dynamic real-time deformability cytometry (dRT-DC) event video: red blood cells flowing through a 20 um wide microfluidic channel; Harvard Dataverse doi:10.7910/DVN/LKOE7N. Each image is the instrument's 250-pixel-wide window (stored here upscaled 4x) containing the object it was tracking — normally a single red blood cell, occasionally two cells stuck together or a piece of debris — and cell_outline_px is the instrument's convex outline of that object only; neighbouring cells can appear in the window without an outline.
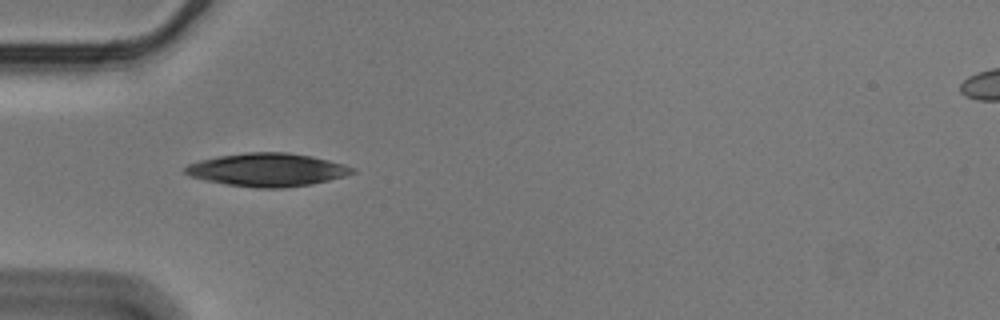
{"species": "Egyptian fruit bat (a non-hibernating species)", "species_latin": "Rousettus aegyptiacus", "temperature_condition": "cold", "stored_images_in_passage": 40, "camera_frame_rate_fps": 3000, "um_per_image_px": 0.085, "animal": {"sex": "male"}, "frame": {"image": 1, "passage_image": 2, "time_ms": 0.333, "image_size_px": [1000, 320], "cell_outline_px": [[356, 172], [344, 176], [312, 184], [284, 188], [260, 188], [224, 184], [204, 180], [188, 176], [184, 172], [184, 168], [188, 164], [200, 160], [220, 156], [248, 152], [288, 152], [312, 156], [344, 164], [356, 168]], "centroid_in_image_um": [22.72, 14.43], "position_along_channel_um": 62.3, "area_um2": 32.37}}
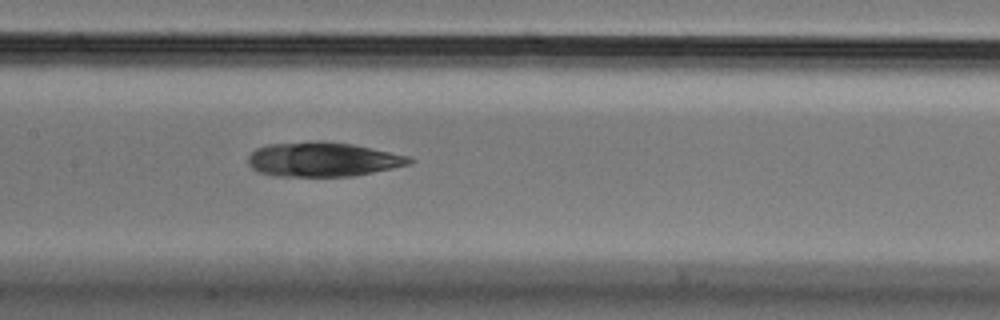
{"frame": {"image": 2, "passage_image": 12, "time_ms": 3.667, "image_size_px": [1000, 320], "cell_outline_px": [[416, 160], [408, 164], [392, 168], [352, 176], [272, 176], [256, 172], [248, 164], [248, 156], [256, 148], [268, 144], [316, 140], [320, 140], [352, 144], [372, 148], [408, 156]], "centroid_in_image_um": [27.38, 13.54], "position_along_channel_um": 180.0, "area_um2": 32.48}}
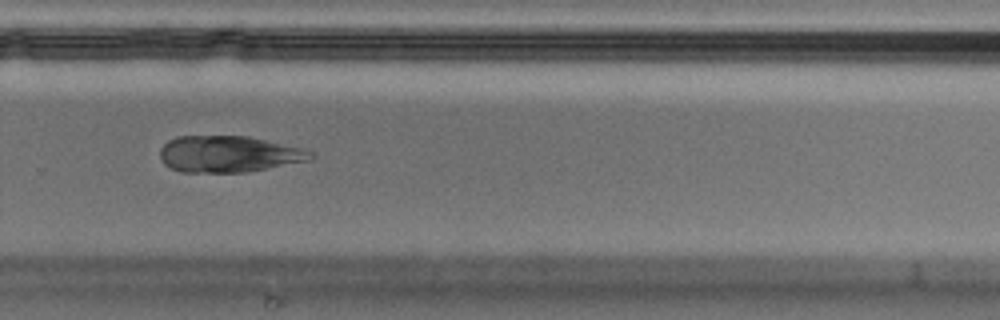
{"frame": {"image": 3, "passage_image": 23, "time_ms": 7.333, "image_size_px": [1000, 320], "cell_outline_px": [[316, 156], [308, 160], [248, 172], [180, 172], [164, 164], [160, 156], [160, 148], [168, 140], [176, 136], [248, 136], [300, 148], [312, 152]], "centroid_in_image_um": [19.39, 13.09], "position_along_channel_um": 310.4, "area_um2": 31.79}}